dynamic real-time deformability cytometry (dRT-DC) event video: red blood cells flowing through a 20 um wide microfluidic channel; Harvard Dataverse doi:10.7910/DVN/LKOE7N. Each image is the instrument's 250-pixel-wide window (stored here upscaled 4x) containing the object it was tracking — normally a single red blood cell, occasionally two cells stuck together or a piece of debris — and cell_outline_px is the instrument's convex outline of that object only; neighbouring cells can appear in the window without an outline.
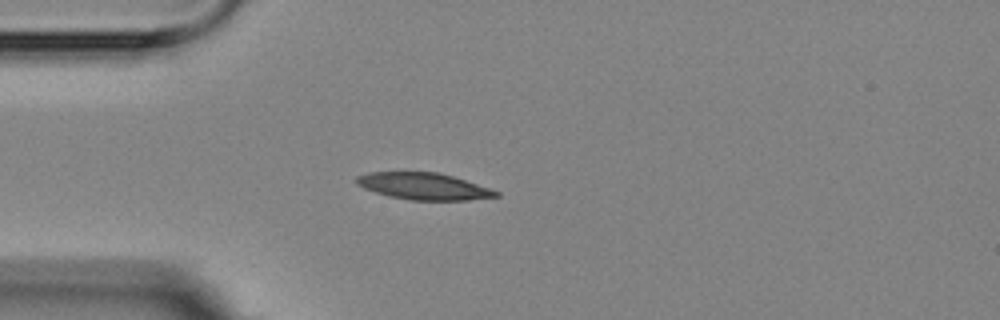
{"species": "Egyptian fruit bat (a non-hibernating species)", "species_latin": "Rousettus aegyptiacus", "temperature_condition": "room temperature", "stored_images_in_passage": 1, "camera_frame_rate_fps": 3000, "um_per_image_px": 0.085, "animal": {"sex": "female"}, "frame": {"image": 1, "passage_image": 1, "time_ms": 0.0, "image_size_px": [1000, 320], "cell_outline_px": [[500, 196], [468, 200], [412, 200], [388, 196], [364, 188], [356, 184], [356, 176], [368, 172], [436, 172], [452, 176], [500, 192]], "centroid_in_image_um": [35.98, 15.83], "position_along_channel_um": 49.0, "area_um2": 21.56}}